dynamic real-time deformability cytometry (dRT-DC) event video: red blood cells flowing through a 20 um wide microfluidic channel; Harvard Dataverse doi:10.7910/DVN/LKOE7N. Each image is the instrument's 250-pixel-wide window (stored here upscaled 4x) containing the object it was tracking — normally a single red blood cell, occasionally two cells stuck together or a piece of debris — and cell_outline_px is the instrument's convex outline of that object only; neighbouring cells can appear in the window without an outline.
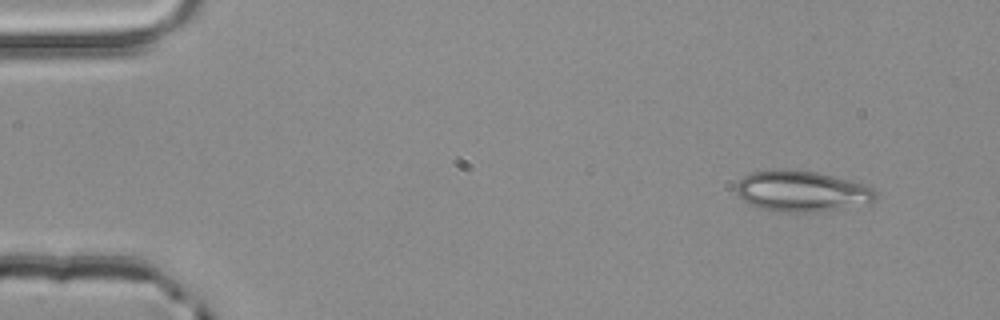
{"species": "common noctule bat (a hibernating species)", "species_latin": "Nyctalus noctula", "temperature_condition": "room temperature", "stored_images_in_passage": 3, "camera_frame_rate_fps": 3000, "um_per_image_px": 0.085, "animal": {"sex": "male", "body_mass_g": 20.4}, "frame": {"image": 1, "passage_image": 1, "time_ms": 0.0, "image_size_px": [1000, 320], "cell_outline_px": [[876, 200], [872, 204], [812, 212], [784, 212], [760, 208], [748, 204], [736, 192], [736, 184], [744, 176], [752, 172], [784, 168], [816, 172], [864, 184], [872, 188], [876, 192]], "centroid_in_image_um": [68.16, 16.25], "position_along_channel_um": 16.8, "area_um2": 33.29}}